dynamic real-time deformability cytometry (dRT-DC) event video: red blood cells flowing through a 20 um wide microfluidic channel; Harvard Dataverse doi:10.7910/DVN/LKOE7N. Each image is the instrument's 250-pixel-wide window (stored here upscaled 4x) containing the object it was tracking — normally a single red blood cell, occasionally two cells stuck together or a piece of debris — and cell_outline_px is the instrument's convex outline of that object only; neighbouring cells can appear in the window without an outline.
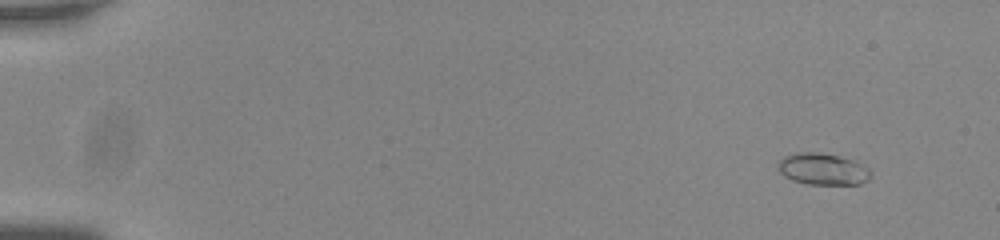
{"species": "common noctule bat (a hibernating species)", "species_latin": "Nyctalus noctula", "temperature_condition": "room temperature", "stored_images_in_passage": 53, "camera_frame_rate_fps": 3000, "um_per_image_px": 0.085, "animal": {"sex": "male", "body_mass_g": 20.0, "forearm_length_mm": 53.3}, "frame": {"image": 1, "passage_image": 2, "time_ms": 0.333, "image_size_px": [1000, 240], "cell_outline_px": [[872, 176], [868, 180], [860, 184], [804, 184], [792, 180], [784, 176], [776, 168], [780, 160], [784, 156], [800, 152], [816, 152], [840, 156], [856, 160], [868, 168], [872, 172]], "centroid_in_image_um": [69.96, 14.37], "position_along_channel_um": 15.0, "area_um2": 17.34}}
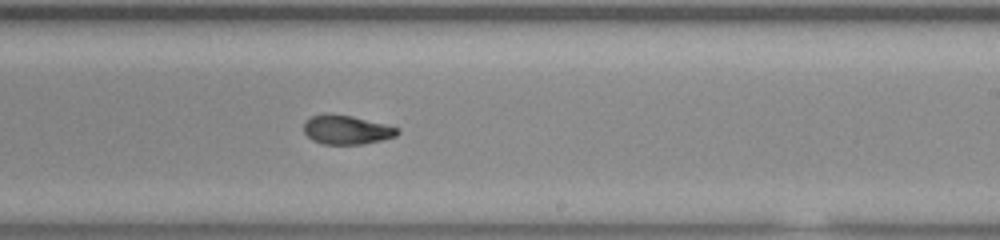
{"frame": {"image": 2, "passage_image": 33, "time_ms": 10.667, "image_size_px": [1000, 240], "cell_outline_px": [[400, 132], [396, 136], [380, 140], [360, 144], [324, 144], [312, 140], [304, 132], [304, 120], [312, 116], [352, 116], [400, 128]], "centroid_in_image_um": [29.48, 11.06], "position_along_channel_um": 259.5, "area_um2": 15.32}}
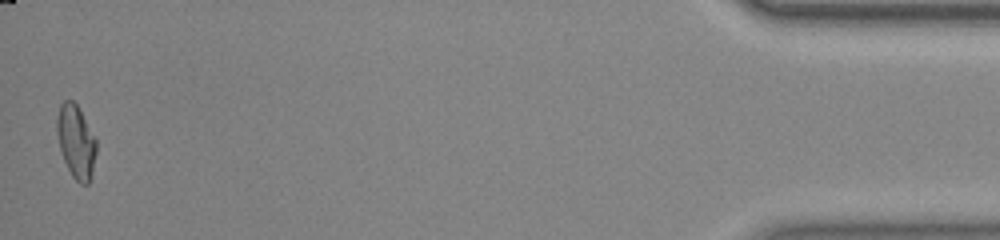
{"frame": {"image": 3, "passage_image": 53, "time_ms": 17.333, "image_size_px": [1000, 240], "cell_outline_px": [[96, 152], [92, 176], [88, 184], [80, 184], [72, 176], [64, 160], [60, 148], [56, 132], [56, 120], [60, 104], [64, 100], [72, 100], [76, 104], [96, 140]], "centroid_in_image_um": [6.45, 12.05], "position_along_channel_um": 428.7, "area_um2": 16.65}, "authors_computed_cell_mechanics": {"area_um2": 16.2418, "velocity_mm_per_s": 3.7641, "shape_relaxation_time_tau1_ms": 9.4215, "shape_relaxation_time_tau2_ms": 2.363, "deformation_change_tau1": 0.247, "deformation_change_tau2": 0.0798}}